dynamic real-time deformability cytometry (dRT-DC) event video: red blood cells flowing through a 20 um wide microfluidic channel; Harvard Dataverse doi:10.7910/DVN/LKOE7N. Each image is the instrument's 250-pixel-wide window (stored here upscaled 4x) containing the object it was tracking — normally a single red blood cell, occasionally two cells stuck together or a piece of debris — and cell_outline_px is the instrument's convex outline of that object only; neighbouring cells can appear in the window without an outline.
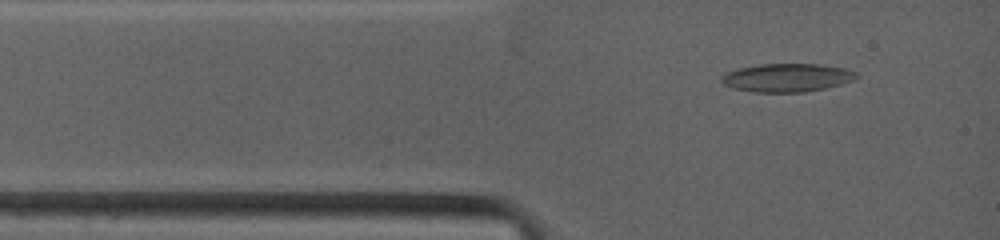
{"species": "common noctule bat (a hibernating species)", "species_latin": "Nyctalus noctula", "temperature_condition": "warm", "stored_images_in_passage": 49, "camera_frame_rate_fps": 4500, "um_per_image_px": 0.085, "animal": {"sex": "female", "body_mass_g": 19.0, "forearm_length_mm": 53.3}, "frame": {"image": 1, "passage_image": 3, "time_ms": 0.667, "image_size_px": [1000, 240], "cell_outline_px": [[860, 76], [852, 80], [840, 84], [824, 88], [804, 92], [756, 92], [736, 88], [724, 84], [720, 80], [720, 76], [728, 72], [740, 68], [760, 64], [820, 64], [844, 68], [856, 72]], "centroid_in_image_um": [66.91, 6.59], "position_along_channel_um": 18.1, "area_um2": 22.02}}
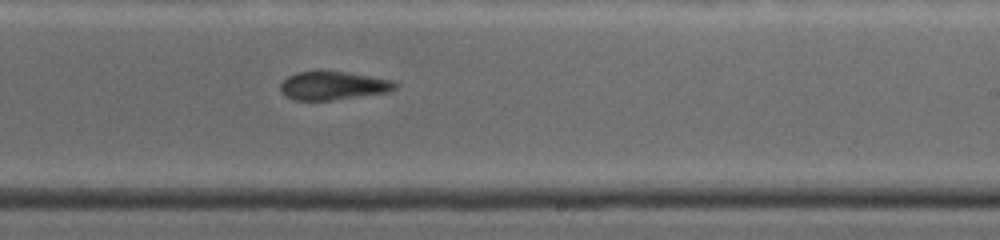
{"frame": {"image": 2, "passage_image": 23, "time_ms": 7.333, "image_size_px": [1000, 240], "cell_outline_px": [[396, 88], [388, 92], [332, 100], [292, 100], [280, 92], [280, 84], [288, 76], [296, 72], [320, 68], [392, 80], [396, 84]], "centroid_in_image_um": [28.23, 7.25], "position_along_channel_um": 260.8, "area_um2": 19.36}}
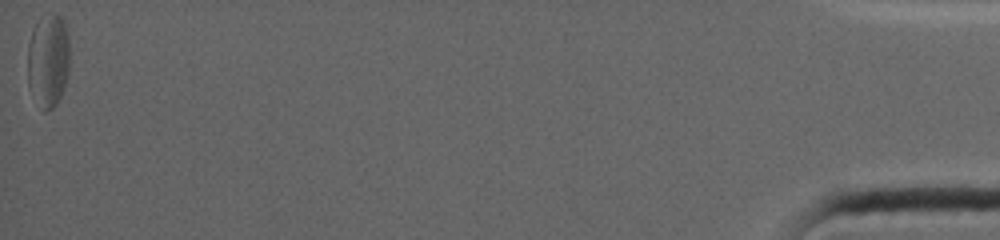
{"frame": {"image": 3, "passage_image": 49, "time_ms": 16.0, "image_size_px": [1000, 240], "cell_outline_px": [[68, 72], [64, 88], [56, 104], [52, 108], [44, 112], [28, 84], [28, 44], [32, 32], [36, 24], [56, 16], [60, 20], [64, 28], [68, 40]], "centroid_in_image_um": [4.08, 5.27], "position_along_channel_um": 431.1, "area_um2": 21.62}, "authors_computed_cell_mechanics": {"area_um2": 21.6172, "velocity_mm_per_s": 3.9226, "shape_relaxation_time_tau1_ms": null, "shape_relaxation_time_tau2_ms": 5.4918, "deformation_change_tau1": null, "deformation_change_tau2": 0.1315}}